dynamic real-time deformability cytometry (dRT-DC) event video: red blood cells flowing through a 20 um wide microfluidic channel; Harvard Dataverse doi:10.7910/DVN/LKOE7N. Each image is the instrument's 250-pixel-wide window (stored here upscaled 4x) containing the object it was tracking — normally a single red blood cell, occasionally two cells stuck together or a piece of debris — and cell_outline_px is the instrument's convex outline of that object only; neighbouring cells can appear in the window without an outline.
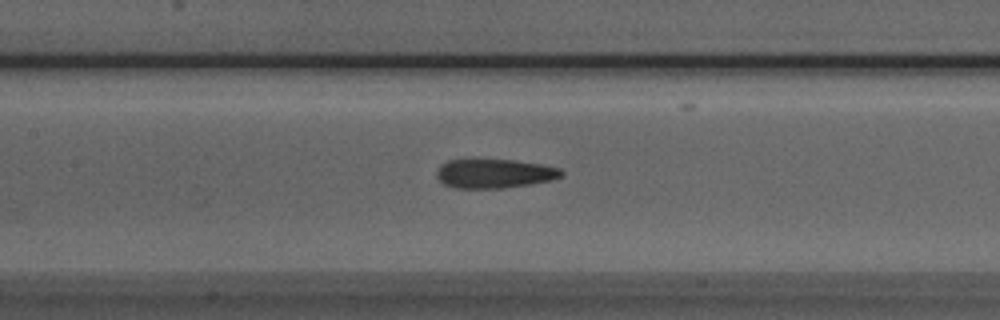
{"species": "Egyptian fruit bat (a non-hibernating species)", "species_latin": "Rousettus aegyptiacus", "temperature_condition": "room temperature", "stored_images_in_passage": 22, "camera_frame_rate_fps": 3000, "um_per_image_px": 0.085, "animal": {"sex": "male"}, "frame": {"image": 1, "passage_image": 8, "time_ms": 2.333, "image_size_px": [1000, 320], "cell_outline_px": [[564, 176], [552, 180], [528, 184], [500, 188], [452, 188], [444, 184], [436, 176], [436, 172], [440, 164], [448, 160], [512, 160], [540, 164], [560, 168], [564, 172]], "centroid_in_image_um": [42.01, 14.75], "position_along_channel_um": 165.4, "area_um2": 21.1}}
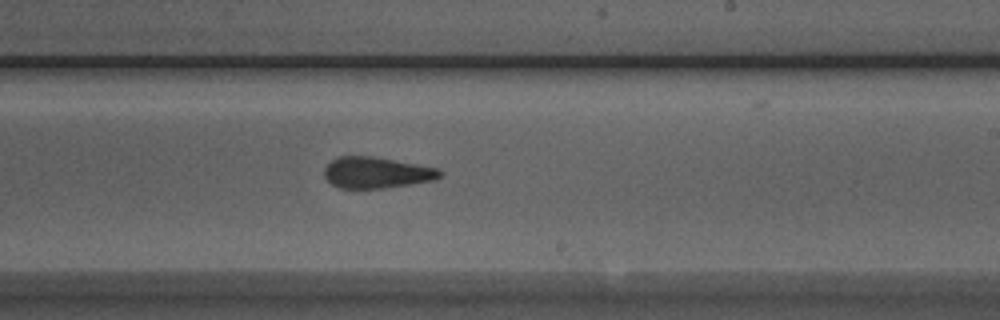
{"frame": {"image": 2, "passage_image": 15, "time_ms": 4.667, "image_size_px": [1000, 320], "cell_outline_px": [[444, 172], [436, 180], [412, 184], [384, 188], [340, 188], [332, 184], [324, 176], [324, 168], [332, 160], [340, 156], [376, 156], [436, 168]], "centroid_in_image_um": [32.02, 14.67], "position_along_channel_um": 257.0, "area_um2": 21.04}}
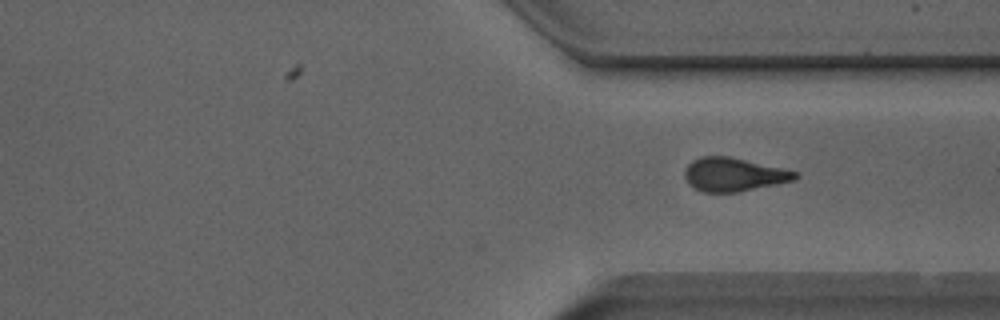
{"frame": {"image": 3, "passage_image": 22, "time_ms": 7.0, "image_size_px": [1000, 320], "cell_outline_px": [[800, 176], [796, 180], [736, 192], [704, 192], [688, 184], [684, 176], [684, 168], [692, 160], [700, 156], [728, 156], [780, 168], [796, 172]], "centroid_in_image_um": [62.32, 14.83], "position_along_channel_um": 349.1, "area_um2": 21.39}}